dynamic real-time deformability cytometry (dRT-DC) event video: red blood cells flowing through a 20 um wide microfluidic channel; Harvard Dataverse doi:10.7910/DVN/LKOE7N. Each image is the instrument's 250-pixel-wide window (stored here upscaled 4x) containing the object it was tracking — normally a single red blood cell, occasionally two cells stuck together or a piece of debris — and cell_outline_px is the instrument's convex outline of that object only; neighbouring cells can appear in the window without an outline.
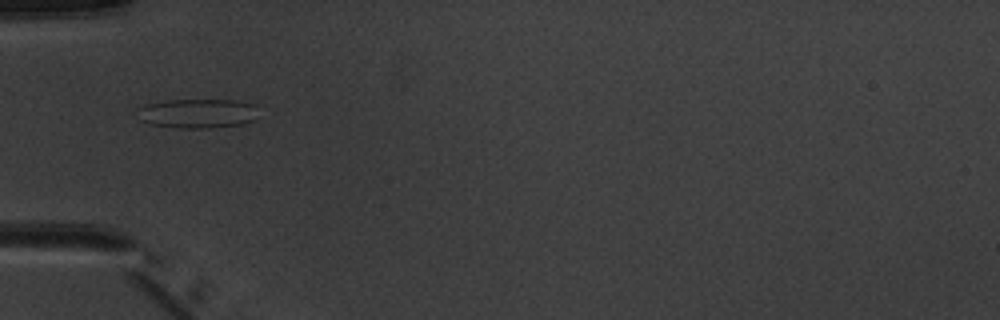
{"species": "common noctule bat (a hibernating species)", "species_latin": "Nyctalus noctula", "temperature_condition": "warm", "stored_images_in_passage": 5, "camera_frame_rate_fps": 3000, "um_per_image_px": 0.085, "animal": {"sex": "male", "body_mass_g": 20.1, "forearm_length_mm": 53.5}, "frame": {"image": 1, "passage_image": 5, "time_ms": 4.667, "image_size_px": [1000, 320], "cell_outline_px": [[256, 120], [244, 124], [212, 128], [176, 128], [148, 124], [140, 120], [136, 108], [148, 104], [164, 100], [236, 100], [256, 104]], "centroid_in_image_um": [16.8, 9.65], "position_along_channel_um": 68.2, "area_um2": 21.1}}